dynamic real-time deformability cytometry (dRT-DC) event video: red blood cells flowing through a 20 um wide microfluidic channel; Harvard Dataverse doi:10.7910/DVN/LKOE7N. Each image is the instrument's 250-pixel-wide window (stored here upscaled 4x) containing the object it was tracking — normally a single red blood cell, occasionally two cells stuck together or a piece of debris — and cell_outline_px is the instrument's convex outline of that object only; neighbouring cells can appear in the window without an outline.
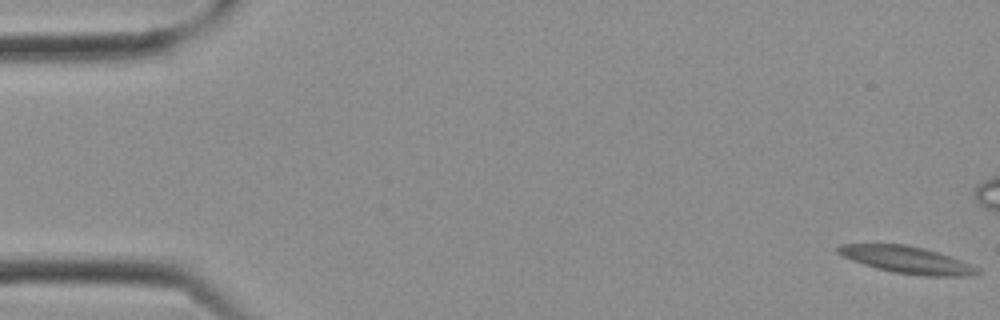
{"species": "Egyptian fruit bat (a non-hibernating species)", "species_latin": "Rousettus aegyptiacus", "temperature_condition": "cold", "stored_images_in_passage": 17, "camera_frame_rate_fps": 3000, "um_per_image_px": 0.085, "frame": {"image": 1, "passage_image": 1, "time_ms": 0.0, "image_size_px": [1000, 320], "cell_outline_px": [[980, 272], [972, 276], [924, 276], [892, 272], [876, 268], [852, 260], [836, 252], [836, 248], [840, 244], [904, 244], [924, 248], [960, 260], [980, 268]], "centroid_in_image_um": [77.09, 22.09], "position_along_channel_um": 7.9, "area_um2": 21.79}}
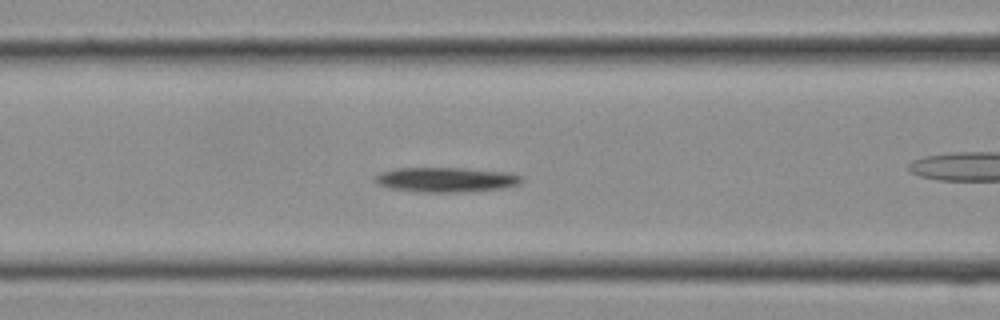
{"frame": {"image": 2, "passage_image": 12, "time_ms": 3.667, "image_size_px": [1000, 320], "cell_outline_px": [[524, 180], [520, 184], [504, 188], [456, 192], [420, 192], [392, 188], [380, 184], [376, 180], [376, 176], [380, 172], [396, 168], [464, 168], [508, 172], [524, 176]], "centroid_in_image_um": [37.99, 15.26], "position_along_channel_um": 128.6, "area_um2": 21.04}}
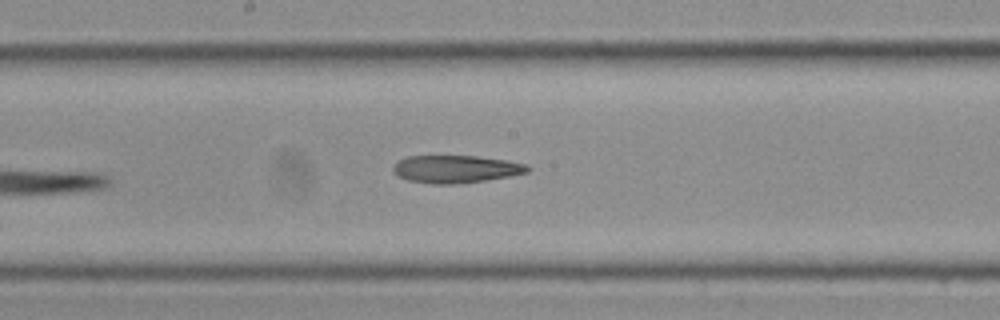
{"frame": {"image": 3, "passage_image": 17, "time_ms": 5.333, "image_size_px": [1000, 320], "cell_outline_px": [[532, 168], [528, 172], [508, 176], [484, 180], [456, 184], [432, 184], [408, 180], [392, 172], [392, 164], [396, 160], [408, 156], [476, 156], [504, 160], [528, 164]], "centroid_in_image_um": [38.7, 14.36], "position_along_channel_um": 209.5, "area_um2": 21.68}}